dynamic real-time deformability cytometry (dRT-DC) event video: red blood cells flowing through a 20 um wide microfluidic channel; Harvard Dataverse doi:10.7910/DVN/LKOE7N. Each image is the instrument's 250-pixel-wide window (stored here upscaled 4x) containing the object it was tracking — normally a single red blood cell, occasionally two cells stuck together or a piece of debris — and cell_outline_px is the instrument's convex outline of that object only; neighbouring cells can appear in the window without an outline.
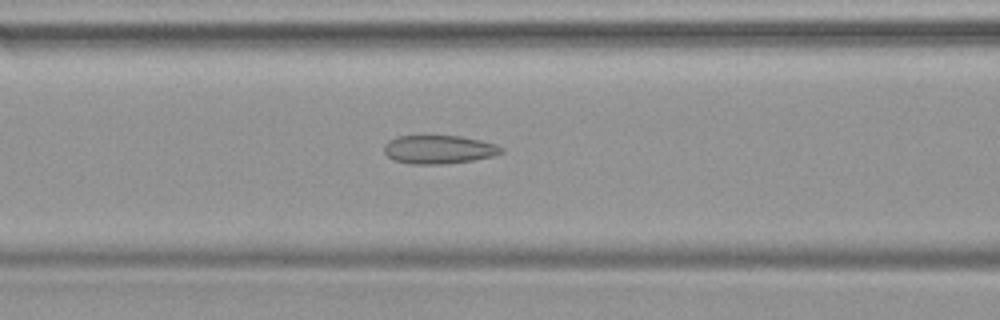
{"species": "common noctule bat (a hibernating species)", "species_latin": "Nyctalus noctula", "temperature_condition": "warm", "stored_images_in_passage": 25, "camera_frame_rate_fps": 3000, "um_per_image_px": 0.085, "animal": {"sex": "female", "body_mass_g": 19.9}, "frame": {"image": 1, "passage_image": 5, "time_ms": 1.333, "image_size_px": [1000, 320], "cell_outline_px": [[504, 152], [492, 156], [472, 160], [444, 164], [412, 164], [396, 160], [388, 156], [384, 152], [384, 144], [388, 140], [396, 136], [460, 136], [480, 140], [504, 148]], "centroid_in_image_um": [37.28, 12.7], "position_along_channel_um": 129.3, "area_um2": 19.31}}
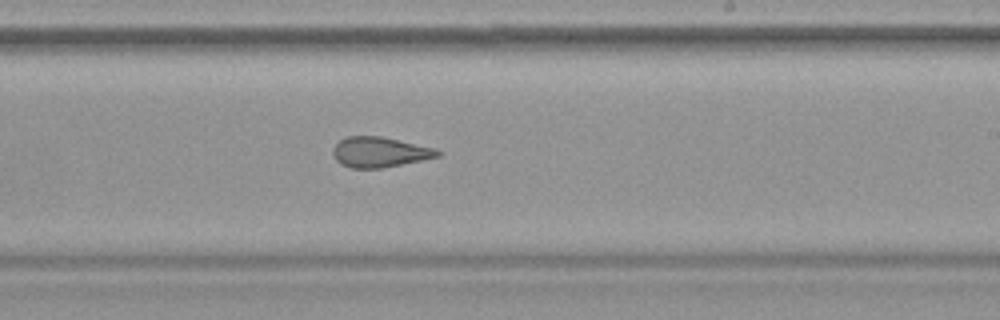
{"frame": {"image": 2, "passage_image": 14, "time_ms": 4.333, "image_size_px": [1000, 320], "cell_outline_px": [[440, 156], [380, 168], [352, 168], [340, 164], [336, 160], [332, 152], [332, 148], [340, 140], [348, 136], [380, 136], [436, 148], [440, 152]], "centroid_in_image_um": [32.24, 12.92], "position_along_channel_um": 256.8, "area_um2": 18.26}}
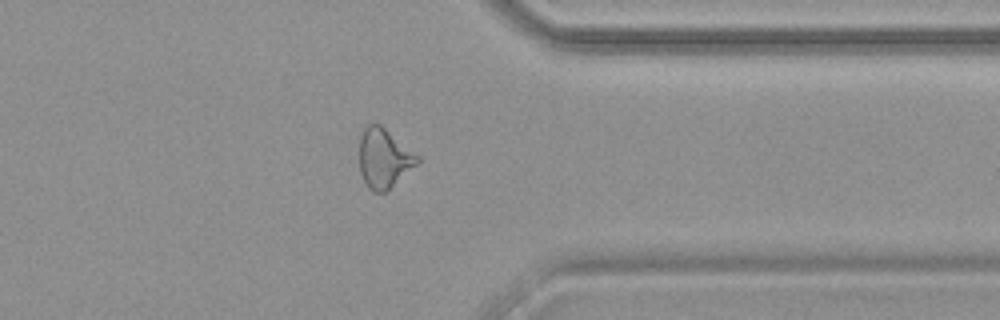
{"frame": {"image": 3, "passage_image": 23, "time_ms": 7.333, "image_size_px": [1000, 320], "cell_outline_px": [[420, 160], [416, 164], [384, 192], [372, 192], [368, 188], [360, 172], [360, 132], [368, 124], [380, 124], [420, 156]], "centroid_in_image_um": [32.61, 13.42], "position_along_channel_um": 378.8, "area_um2": 19.77}}